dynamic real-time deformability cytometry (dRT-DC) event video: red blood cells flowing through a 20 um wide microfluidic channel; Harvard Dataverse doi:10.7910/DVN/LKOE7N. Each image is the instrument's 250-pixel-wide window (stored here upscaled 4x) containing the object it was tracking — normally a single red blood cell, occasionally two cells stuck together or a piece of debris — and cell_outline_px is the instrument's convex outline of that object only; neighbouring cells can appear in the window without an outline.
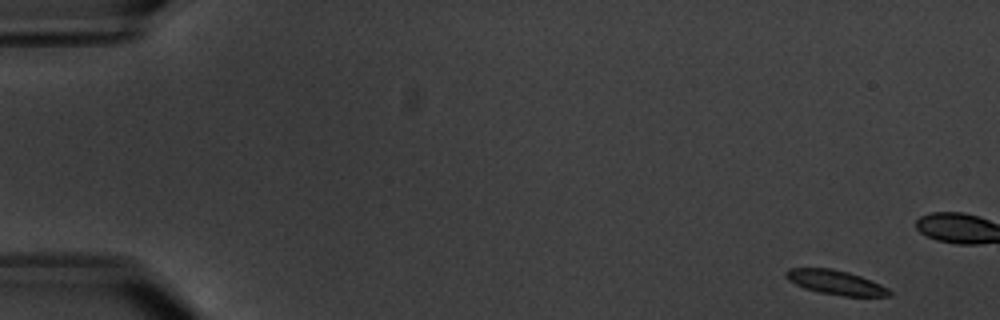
{"species": "common noctule bat (a hibernating species)", "species_latin": "Nyctalus noctula", "temperature_condition": "warm", "stored_images_in_passage": 5, "camera_frame_rate_fps": 3000, "um_per_image_px": 0.085, "animal": {"sex": "male", "body_mass_g": 20.1, "forearm_length_mm": 53.5}, "frame": {"image": 1, "passage_image": 1, "time_ms": 0.0, "image_size_px": [1000, 320], "cell_outline_px": [[892, 296], [844, 296], [820, 292], [804, 288], [788, 280], [784, 276], [784, 272], [788, 268], [832, 268], [848, 272], [860, 276], [880, 284], [888, 288], [892, 292]], "centroid_in_image_um": [71.02, 24.0], "position_along_channel_um": 14.0, "area_um2": 14.68}}